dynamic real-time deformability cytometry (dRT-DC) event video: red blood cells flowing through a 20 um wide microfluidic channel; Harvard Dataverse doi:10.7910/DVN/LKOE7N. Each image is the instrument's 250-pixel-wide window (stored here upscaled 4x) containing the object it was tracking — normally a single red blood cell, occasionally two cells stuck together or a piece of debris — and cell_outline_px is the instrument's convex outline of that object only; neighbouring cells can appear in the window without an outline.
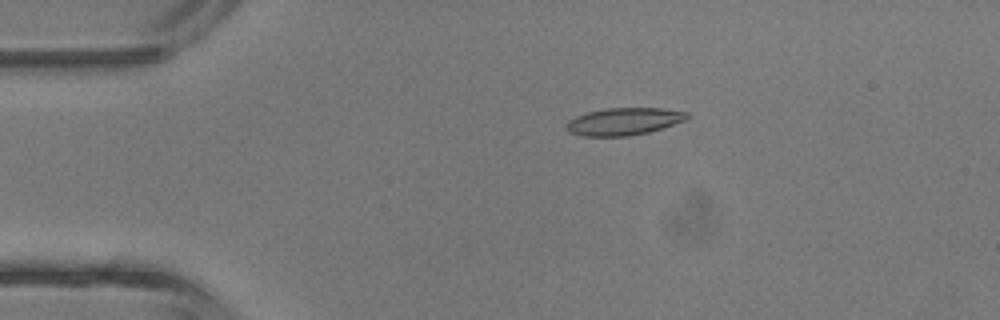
{"species": "common noctule bat (a hibernating species)", "species_latin": "Nyctalus noctula", "temperature_condition": "room temperature", "stored_images_in_passage": 4, "camera_frame_rate_fps": 3000, "um_per_image_px": 0.085, "animal": {"sex": "male", "body_mass_g": 13.3}, "frame": {"image": 1, "passage_image": 2, "time_ms": 1.333, "image_size_px": [1000, 320], "cell_outline_px": [[692, 116], [684, 120], [648, 132], [628, 136], [580, 136], [568, 132], [568, 120], [576, 116], [588, 112], [608, 108], [660, 108], [688, 112]], "centroid_in_image_um": [53.02, 10.32], "position_along_channel_um": 32.0, "area_um2": 19.02}}